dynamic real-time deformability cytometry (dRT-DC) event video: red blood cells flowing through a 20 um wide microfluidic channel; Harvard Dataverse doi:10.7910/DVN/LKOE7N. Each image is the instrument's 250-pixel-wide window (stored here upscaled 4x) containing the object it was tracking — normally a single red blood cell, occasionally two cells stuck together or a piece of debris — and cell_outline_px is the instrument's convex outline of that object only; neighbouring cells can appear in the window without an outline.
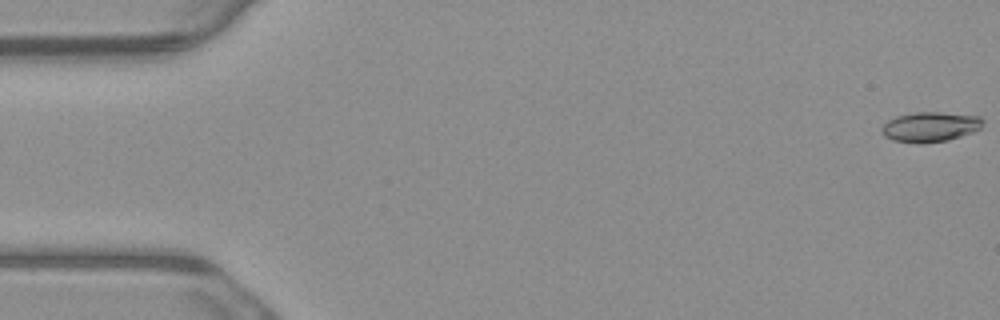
{"species": "common noctule bat (a hibernating species)", "species_latin": "Nyctalus noctula", "temperature_condition": "warm", "stored_images_in_passage": 6, "camera_frame_rate_fps": 3000, "um_per_image_px": 0.085, "animal": {"sex": "male", "body_mass_g": 23.1, "forearm_length_mm": 52.7}, "frame": {"image": 1, "passage_image": 1, "time_ms": 0.0, "image_size_px": [1000, 320], "cell_outline_px": [[984, 120], [980, 128], [972, 132], [948, 140], [920, 144], [892, 140], [884, 136], [880, 128], [888, 120], [896, 116], [916, 112], [940, 112], [980, 116]], "centroid_in_image_um": [79.04, 10.78], "position_along_channel_um": 6.0, "area_um2": 17.69}}